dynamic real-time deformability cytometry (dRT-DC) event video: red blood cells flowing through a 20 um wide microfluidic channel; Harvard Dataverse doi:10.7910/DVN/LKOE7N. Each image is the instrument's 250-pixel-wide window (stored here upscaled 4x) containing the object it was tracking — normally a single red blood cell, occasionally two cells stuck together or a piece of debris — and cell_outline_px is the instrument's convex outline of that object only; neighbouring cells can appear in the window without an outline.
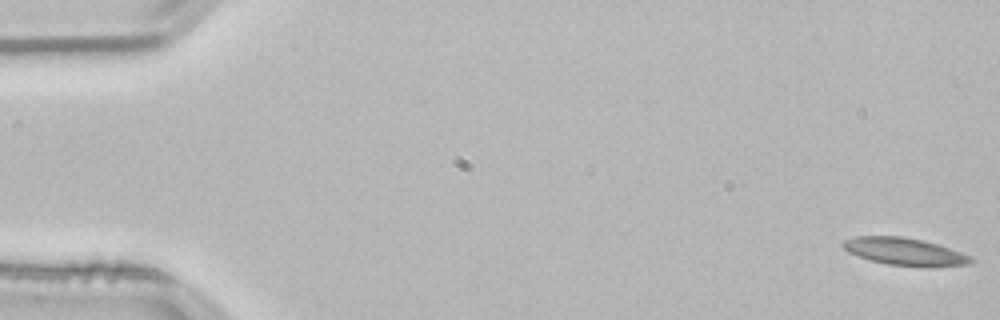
{"species": "common noctule bat (a hibernating species)", "species_latin": "Nyctalus noctula", "temperature_condition": "room temperature", "stored_images_in_passage": 53, "camera_frame_rate_fps": 3000, "um_per_image_px": 0.085, "animal": {"sex": "male", "body_mass_g": 21.5, "forearm_length_mm": 52.0}, "frame": {"image": 1, "passage_image": 1, "time_ms": 0.0, "image_size_px": [1000, 320], "cell_outline_px": [[976, 260], [972, 264], [936, 268], [888, 264], [872, 260], [848, 252], [840, 244], [844, 240], [856, 236], [900, 236], [920, 240], [936, 244], [972, 256]], "centroid_in_image_um": [76.97, 21.4], "position_along_channel_um": 8.0, "area_um2": 20.52}}
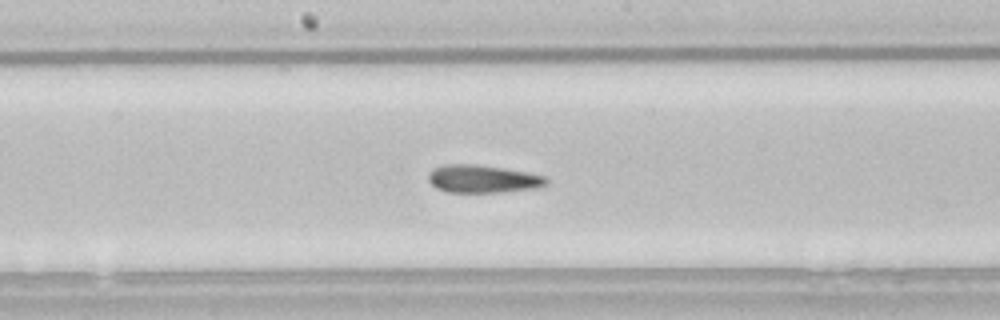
{"frame": {"image": 2, "passage_image": 28, "time_ms": 9.0, "image_size_px": [1000, 320], "cell_outline_px": [[548, 184], [536, 188], [500, 192], [448, 192], [436, 188], [428, 180], [428, 172], [432, 168], [444, 164], [476, 164], [504, 168], [528, 172], [544, 176], [548, 180]], "centroid_in_image_um": [41.01, 15.2], "position_along_channel_um": 207.2, "area_um2": 19.25}}
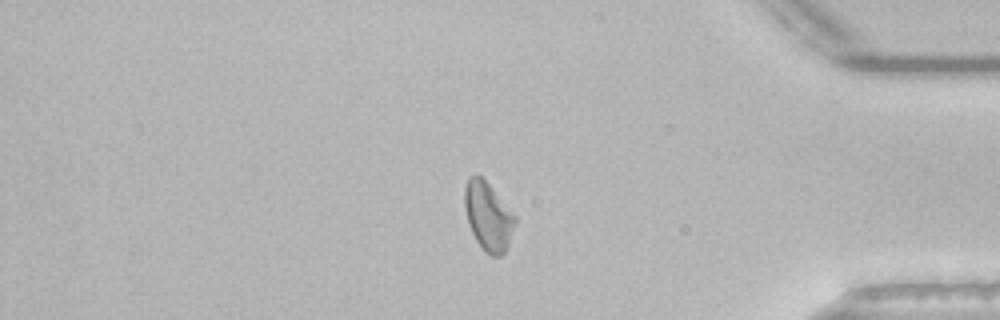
{"frame": {"image": 3, "passage_image": 45, "time_ms": 14.667, "image_size_px": [1000, 320], "cell_outline_px": [[516, 220], [508, 244], [504, 252], [500, 256], [492, 256], [476, 240], [468, 224], [464, 204], [464, 188], [468, 176], [476, 172], [488, 184], [516, 216]], "centroid_in_image_um": [41.46, 18.34], "position_along_channel_um": 393.7, "area_um2": 19.77}, "authors_computed_cell_mechanics": {"area_um2": 19.7676, "velocity_mm_per_s": 3.8093, "shape_relaxation_time_tau1_ms": null, "shape_relaxation_time_tau2_ms": 7.063, "deformation_change_tau1": null, "deformation_change_tau2": 0.164}}